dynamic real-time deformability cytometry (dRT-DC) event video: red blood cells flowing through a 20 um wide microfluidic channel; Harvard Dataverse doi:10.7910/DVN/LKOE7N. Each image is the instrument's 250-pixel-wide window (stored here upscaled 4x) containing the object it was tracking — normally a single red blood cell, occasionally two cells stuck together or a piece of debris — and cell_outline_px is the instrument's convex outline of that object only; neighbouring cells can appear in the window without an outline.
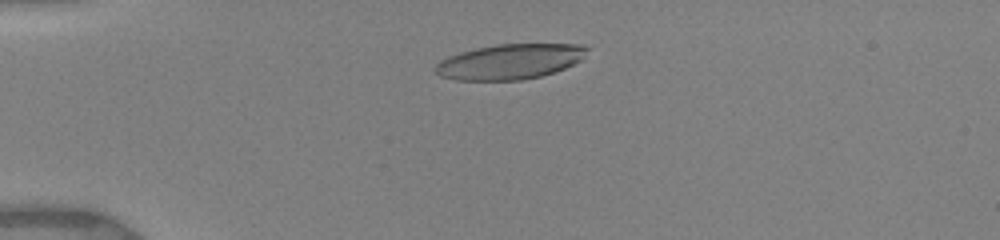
{"species": "human", "species_latin": "Homo sapiens", "temperature_condition": "warm", "stored_images_in_passage": 19, "camera_frame_rate_fps": 3000, "um_per_image_px": 0.085, "donor": {"sex": "female"}, "frame": {"image": 1, "passage_image": 13, "time_ms": 3.0, "image_size_px": [1000, 240], "cell_outline_px": [[588, 48], [580, 60], [564, 68], [540, 76], [520, 80], [456, 80], [440, 76], [432, 68], [440, 60], [448, 56], [460, 52], [476, 48], [496, 44], [580, 44]], "centroid_in_image_um": [43.27, 5.23], "position_along_channel_um": 41.7, "area_um2": 30.92}}